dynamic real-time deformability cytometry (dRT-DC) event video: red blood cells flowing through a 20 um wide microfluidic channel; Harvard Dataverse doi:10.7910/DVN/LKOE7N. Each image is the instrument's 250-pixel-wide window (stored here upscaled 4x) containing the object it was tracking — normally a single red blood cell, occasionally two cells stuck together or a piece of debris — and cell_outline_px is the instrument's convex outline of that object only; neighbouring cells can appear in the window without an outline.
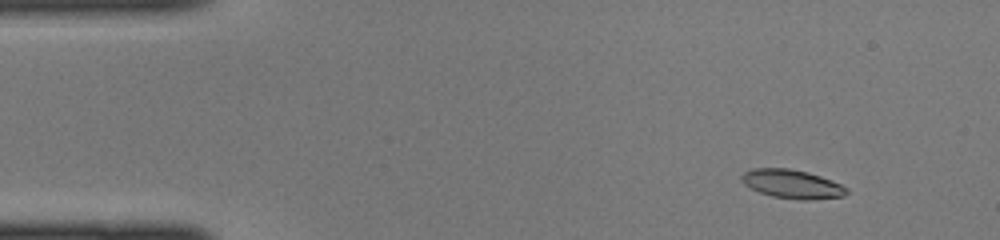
{"species": "common noctule bat (a hibernating species)", "species_latin": "Nyctalus noctula", "temperature_condition": "cold", "stored_images_in_passage": 43, "camera_frame_rate_fps": 3000, "um_per_image_px": 0.085, "animal": {"sex": "female", "body_mass_g": 22.0, "forearm_length_mm": 56.7}, "frame": {"image": 1, "passage_image": 3, "time_ms": 0.667, "image_size_px": [1000, 240], "cell_outline_px": [[848, 192], [844, 196], [808, 200], [800, 200], [772, 196], [760, 192], [744, 184], [740, 176], [744, 172], [752, 168], [788, 168], [808, 172], [832, 180], [848, 188]], "centroid_in_image_um": [67.34, 15.64], "position_along_channel_um": 17.7, "area_um2": 17.57}}
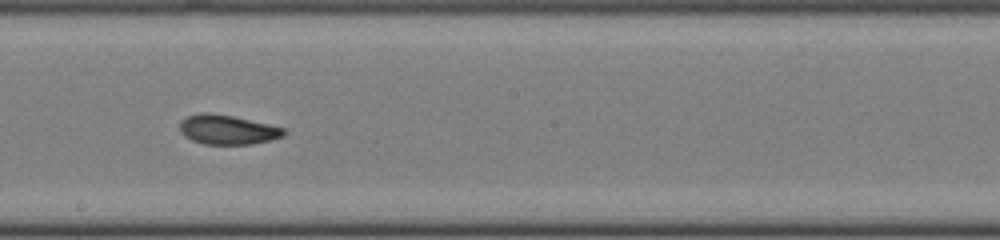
{"frame": {"image": 2, "passage_image": 23, "time_ms": 7.333, "image_size_px": [1000, 240], "cell_outline_px": [[284, 136], [252, 144], [204, 144], [192, 140], [184, 136], [180, 132], [180, 120], [188, 116], [200, 112], [208, 112], [232, 116], [268, 124], [284, 128]], "centroid_in_image_um": [19.28, 11.02], "position_along_channel_um": 228.9, "area_um2": 17.74}}
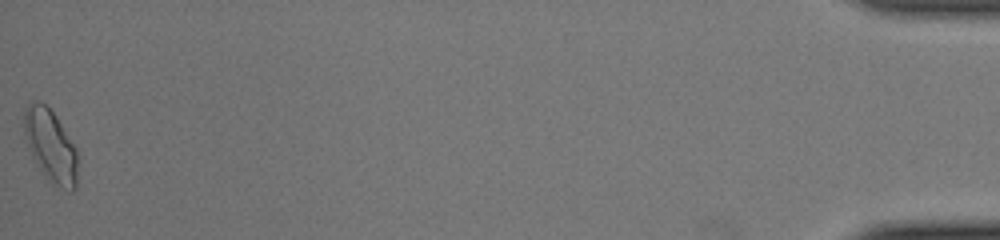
{"frame": {"image": 3, "passage_image": 43, "time_ms": 14.0, "image_size_px": [1000, 240], "cell_outline_px": [[76, 188], [72, 192], [68, 192], [52, 184], [44, 176], [32, 156], [24, 132], [24, 108], [32, 100], [40, 100], [56, 116], [76, 148]], "centroid_in_image_um": [4.29, 12.4], "position_along_channel_um": 430.9, "area_um2": 22.54}}